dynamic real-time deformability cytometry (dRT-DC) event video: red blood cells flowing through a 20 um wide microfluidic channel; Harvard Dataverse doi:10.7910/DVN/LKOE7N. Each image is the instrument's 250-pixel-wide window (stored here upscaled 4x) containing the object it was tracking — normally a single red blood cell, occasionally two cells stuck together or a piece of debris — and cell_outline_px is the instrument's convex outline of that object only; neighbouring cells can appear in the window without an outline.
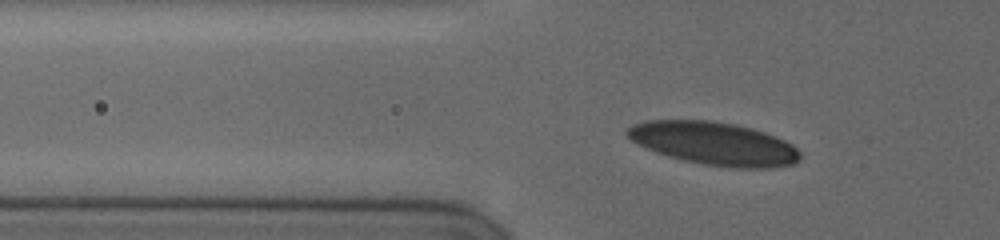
{"species": "human", "species_latin": "Homo sapiens", "temperature_condition": "cold", "stored_images_in_passage": 46, "segment_of_instrument_passage": [1, 2], "camera_frame_rate_fps": 3000, "um_per_image_px": 0.085, "donor": {"sex": "female"}, "frame": {"image": 1, "passage_image": 12, "time_ms": 4.0, "image_size_px": [1000, 240], "cell_outline_px": [[800, 160], [792, 164], [768, 168], [736, 168], [704, 164], [684, 160], [668, 156], [656, 152], [632, 140], [624, 132], [632, 124], [648, 120], [708, 120], [732, 124], [764, 132], [784, 140], [792, 144], [800, 152]], "centroid_in_image_um": [60.69, 12.2], "position_along_channel_um": 65.1, "area_um2": 42.89}}
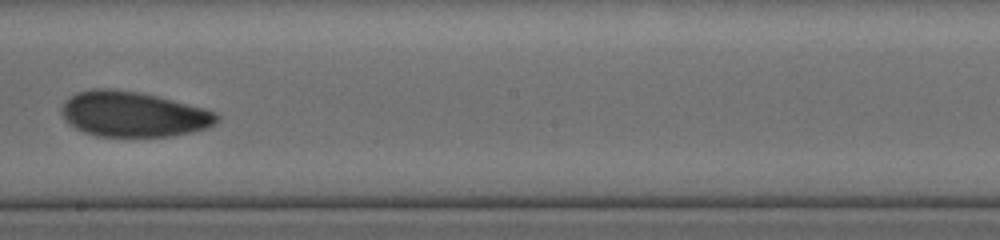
{"frame": {"image": 2, "passage_image": 26, "time_ms": 9.0, "image_size_px": [1000, 240], "cell_outline_px": [[220, 120], [216, 124], [208, 128], [192, 132], [168, 136], [96, 136], [84, 132], [68, 124], [60, 112], [64, 104], [76, 92], [92, 88], [108, 88], [136, 92], [156, 96], [204, 108], [216, 112], [220, 116]], "centroid_in_image_um": [11.35, 9.71], "position_along_channel_um": 236.9, "area_um2": 40.86}}
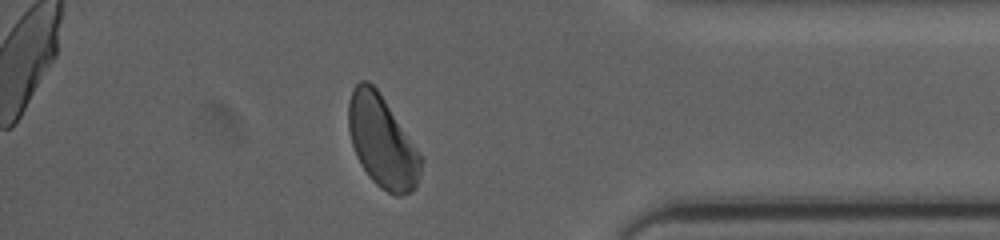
{"frame": {"image": 3, "passage_image": 40, "time_ms": 14.0, "image_size_px": [1000, 240], "cell_outline_px": [[424, 160], [416, 188], [412, 192], [400, 196], [396, 196], [380, 188], [368, 176], [360, 164], [356, 156], [352, 144], [348, 128], [348, 104], [352, 88], [360, 80], [368, 80], [380, 92]], "centroid_in_image_um": [32.48, 12.05], "position_along_channel_um": 402.7, "area_um2": 38.96}}